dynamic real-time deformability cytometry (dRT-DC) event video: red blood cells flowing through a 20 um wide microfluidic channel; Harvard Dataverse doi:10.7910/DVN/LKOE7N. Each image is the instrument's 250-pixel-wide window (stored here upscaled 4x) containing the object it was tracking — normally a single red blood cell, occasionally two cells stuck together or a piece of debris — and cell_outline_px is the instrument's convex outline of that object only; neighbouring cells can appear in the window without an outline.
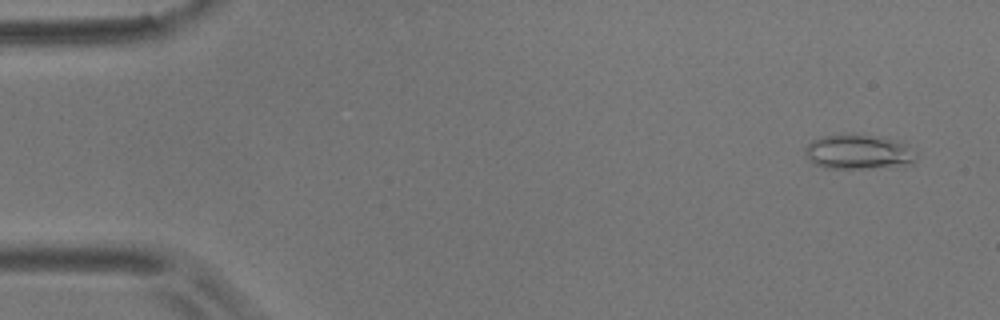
{"species": "common noctule bat (a hibernating species)", "species_latin": "Nyctalus noctula", "temperature_condition": "room temperature", "stored_images_in_passage": 5, "camera_frame_rate_fps": 3000, "um_per_image_px": 0.085, "animal": {"sex": "male", "body_mass_g": 17.9}, "frame": {"image": 1, "passage_image": 1, "time_ms": 0.0, "image_size_px": [1000, 320], "cell_outline_px": [[916, 156], [912, 164], [904, 168], [824, 168], [812, 164], [808, 160], [804, 152], [804, 148], [812, 140], [820, 136], [836, 132], [860, 132], [884, 136], [904, 144], [916, 152]], "centroid_in_image_um": [72.96, 12.88], "position_along_channel_um": 12.0, "area_um2": 23.93}}
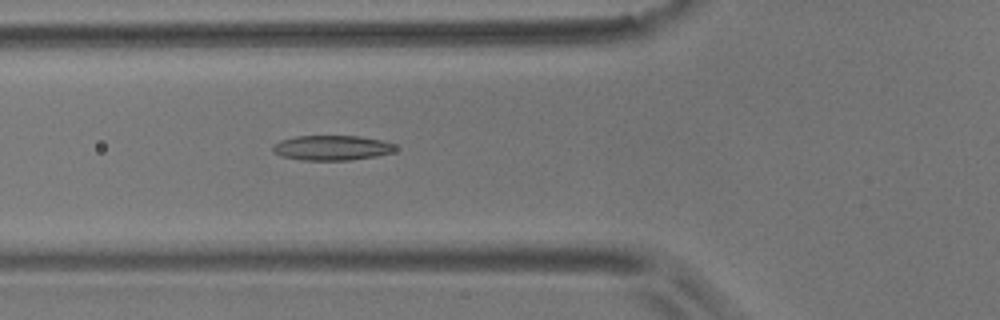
{"frame": {"image": 2, "passage_image": 5, "time_ms": 1.333, "image_size_px": [1000, 320], "cell_outline_px": [[396, 148], [392, 152], [376, 156], [348, 160], [300, 160], [280, 156], [272, 152], [272, 144], [280, 140], [296, 136], [360, 136], [380, 140], [392, 144]], "centroid_in_image_um": [28.12, 12.56], "position_along_channel_um": 97.7, "area_um2": 17.8}}